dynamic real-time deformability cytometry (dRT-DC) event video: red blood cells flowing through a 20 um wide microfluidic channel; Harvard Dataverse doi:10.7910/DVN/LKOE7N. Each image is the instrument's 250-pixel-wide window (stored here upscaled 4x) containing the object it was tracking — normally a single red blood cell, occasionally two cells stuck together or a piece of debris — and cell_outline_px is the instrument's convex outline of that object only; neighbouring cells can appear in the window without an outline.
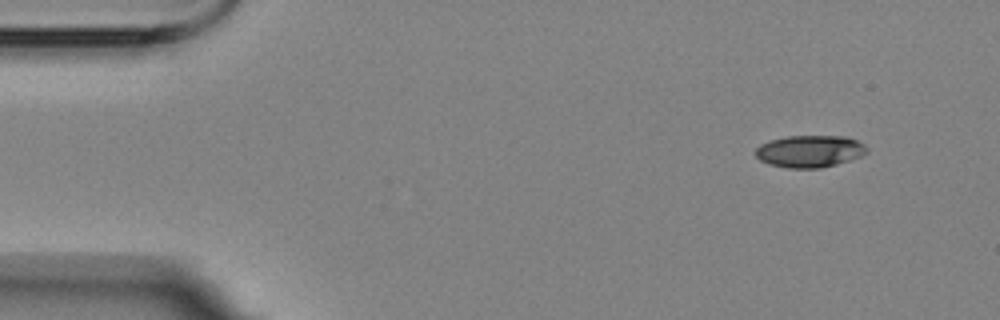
{"species": "Egyptian fruit bat (a non-hibernating species)", "species_latin": "Rousettus aegyptiacus", "temperature_condition": "room temperature", "stored_images_in_passage": 4, "camera_frame_rate_fps": 3000, "um_per_image_px": 0.085, "animal": {"sex": "female"}, "frame": {"image": 1, "passage_image": 1, "time_ms": 0.0, "image_size_px": [1000, 320], "cell_outline_px": [[868, 152], [860, 156], [836, 164], [820, 168], [788, 168], [768, 164], [760, 160], [756, 156], [756, 148], [760, 144], [772, 140], [788, 136], [848, 136], [864, 144], [868, 148]], "centroid_in_image_um": [68.83, 12.85], "position_along_channel_um": 16.2, "area_um2": 20.75}}
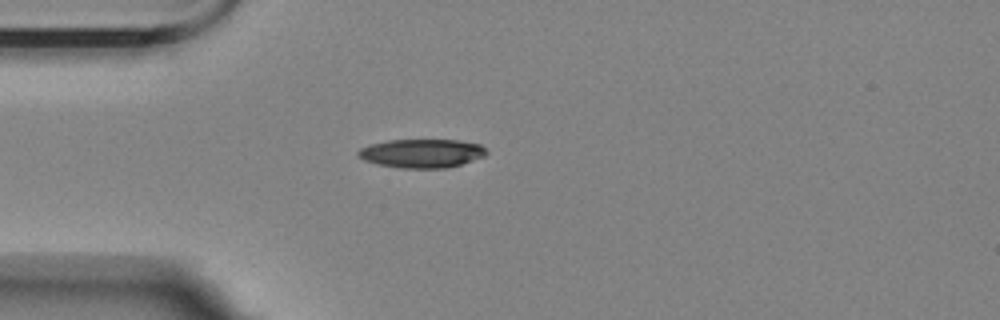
{"frame": {"image": 2, "passage_image": 4, "time_ms": 3.333, "image_size_px": [1000, 320], "cell_outline_px": [[488, 152], [484, 156], [448, 168], [400, 168], [380, 164], [364, 160], [356, 156], [356, 152], [360, 148], [368, 144], [388, 140], [460, 140], [480, 144]], "centroid_in_image_um": [35.82, 13.02], "position_along_channel_um": 49.2, "area_um2": 21.5}}